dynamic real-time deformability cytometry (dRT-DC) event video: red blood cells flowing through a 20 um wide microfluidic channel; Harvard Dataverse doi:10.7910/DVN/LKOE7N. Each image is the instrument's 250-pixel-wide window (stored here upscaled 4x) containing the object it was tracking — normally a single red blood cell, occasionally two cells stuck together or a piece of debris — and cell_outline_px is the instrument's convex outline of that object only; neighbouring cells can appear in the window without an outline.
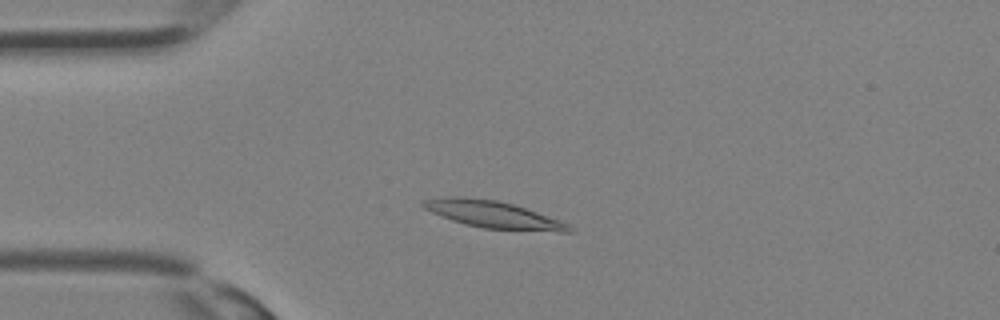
{"species": "Egyptian fruit bat (a non-hibernating species)", "species_latin": "Rousettus aegyptiacus", "temperature_condition": "room temperature", "stored_images_in_passage": 26, "camera_frame_rate_fps": 3000, "um_per_image_px": 0.085, "animal": {"sex": "female"}, "frame": {"image": 1, "passage_image": 1, "time_ms": 0.0, "image_size_px": [1000, 320], "cell_outline_px": [[572, 232], [560, 232], [484, 228], [464, 224], [452, 220], [432, 212], [424, 208], [420, 204], [420, 200], [448, 196], [460, 196], [496, 200], [512, 204], [560, 220], [568, 224], [572, 228]], "centroid_in_image_um": [41.88, 18.23], "position_along_channel_um": 43.1, "area_um2": 22.83}}
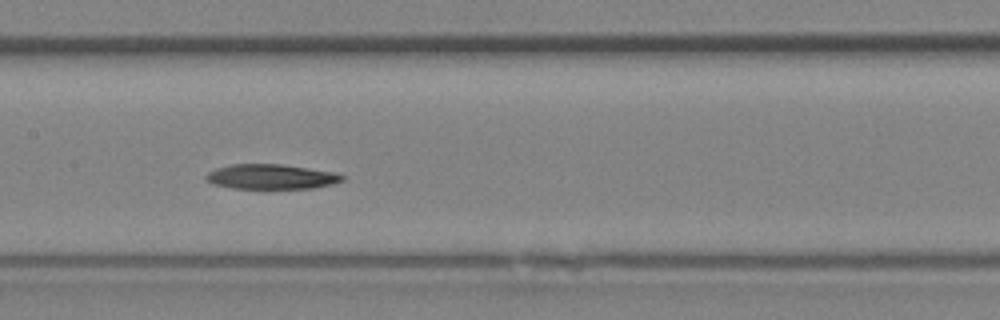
{"frame": {"image": 2, "passage_image": 9, "time_ms": 2.667, "image_size_px": [1000, 320], "cell_outline_px": [[344, 180], [332, 184], [316, 188], [232, 188], [216, 184], [208, 180], [204, 176], [208, 172], [216, 168], [232, 164], [280, 164], [336, 172], [344, 176]], "centroid_in_image_um": [23.09, 15.01], "position_along_channel_um": 184.3, "area_um2": 19.59}}
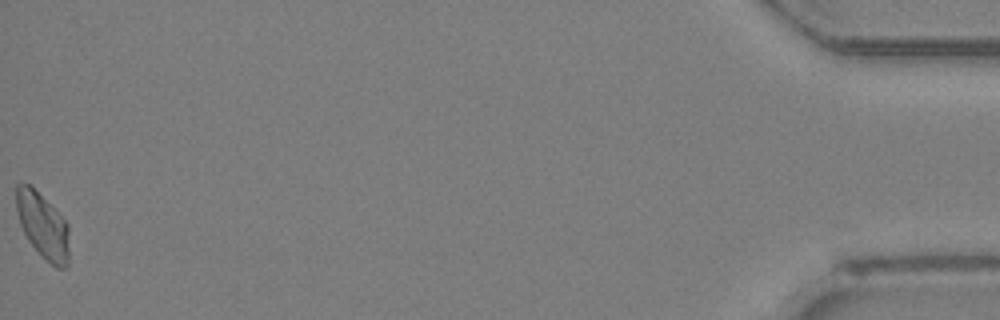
{"frame": {"image": 3, "passage_image": 26, "time_ms": 8.333, "image_size_px": [1000, 320], "cell_outline_px": [[68, 264], [64, 268], [56, 268], [28, 240], [20, 224], [16, 212], [16, 184], [28, 184], [68, 224]], "centroid_in_image_um": [3.62, 19.2], "position_along_channel_um": 431.6, "area_um2": 19.36}}